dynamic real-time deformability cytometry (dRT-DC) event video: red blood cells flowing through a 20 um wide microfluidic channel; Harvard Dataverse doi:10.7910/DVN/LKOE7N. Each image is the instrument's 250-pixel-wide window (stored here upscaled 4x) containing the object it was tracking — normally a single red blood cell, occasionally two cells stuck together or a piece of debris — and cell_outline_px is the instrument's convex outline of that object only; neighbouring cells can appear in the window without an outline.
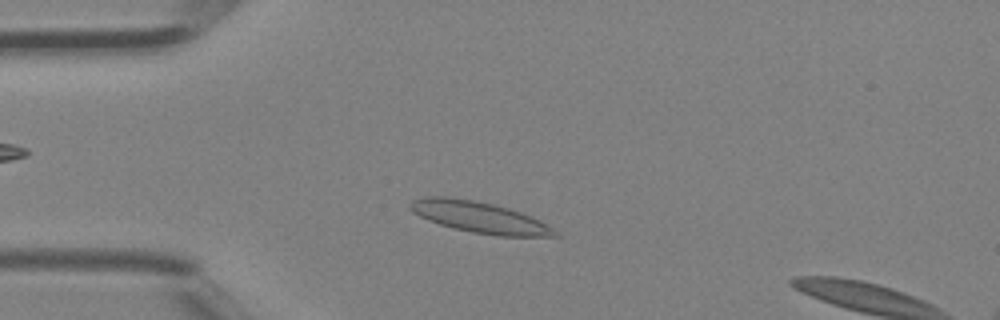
{"species": "Egyptian fruit bat (a non-hibernating species)", "species_latin": "Rousettus aegyptiacus", "temperature_condition": "room temperature", "stored_images_in_passage": 5, "camera_frame_rate_fps": 3000, "um_per_image_px": 0.085, "animal": {"sex": "female"}, "frame": {"image": 1, "passage_image": 2, "time_ms": 0.333, "image_size_px": [1000, 320], "cell_outline_px": [[560, 236], [496, 236], [472, 232], [452, 228], [428, 220], [412, 212], [408, 208], [408, 204], [412, 200], [424, 196], [448, 196], [472, 200], [492, 204], [508, 208], [520, 212], [540, 220], [552, 228]], "centroid_in_image_um": [40.69, 18.45], "position_along_channel_um": 44.3, "area_um2": 26.24}}